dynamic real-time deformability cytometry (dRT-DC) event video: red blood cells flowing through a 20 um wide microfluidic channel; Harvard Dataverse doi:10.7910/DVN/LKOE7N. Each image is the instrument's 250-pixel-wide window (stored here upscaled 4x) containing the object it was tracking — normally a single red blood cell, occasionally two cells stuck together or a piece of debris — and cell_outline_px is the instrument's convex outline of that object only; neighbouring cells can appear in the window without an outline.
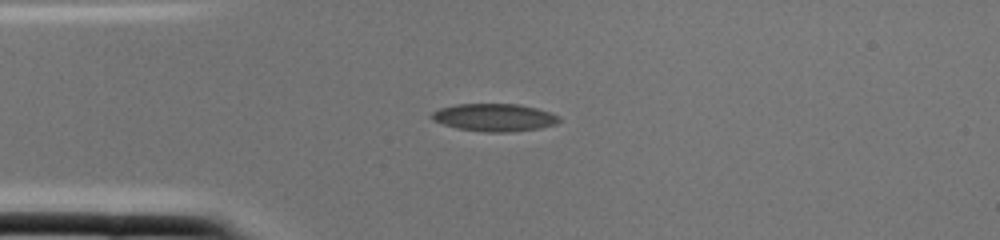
{"species": "common noctule bat (a hibernating species)", "species_latin": "Nyctalus noctula", "temperature_condition": "cold", "stored_images_in_passage": 1, "camera_frame_rate_fps": 3000, "um_per_image_px": 0.085, "animal": {"sex": "female", "body_mass_g": 22.0, "forearm_length_mm": 56.7}, "frame": {"image": 1, "passage_image": 1, "time_ms": 0.0, "image_size_px": [1000, 240], "cell_outline_px": [[560, 120], [556, 124], [540, 128], [508, 132], [484, 132], [456, 128], [432, 120], [428, 116], [432, 112], [440, 108], [456, 104], [520, 104], [536, 108], [560, 116]], "centroid_in_image_um": [41.99, 9.98], "position_along_channel_um": 43.0, "area_um2": 20.58}}